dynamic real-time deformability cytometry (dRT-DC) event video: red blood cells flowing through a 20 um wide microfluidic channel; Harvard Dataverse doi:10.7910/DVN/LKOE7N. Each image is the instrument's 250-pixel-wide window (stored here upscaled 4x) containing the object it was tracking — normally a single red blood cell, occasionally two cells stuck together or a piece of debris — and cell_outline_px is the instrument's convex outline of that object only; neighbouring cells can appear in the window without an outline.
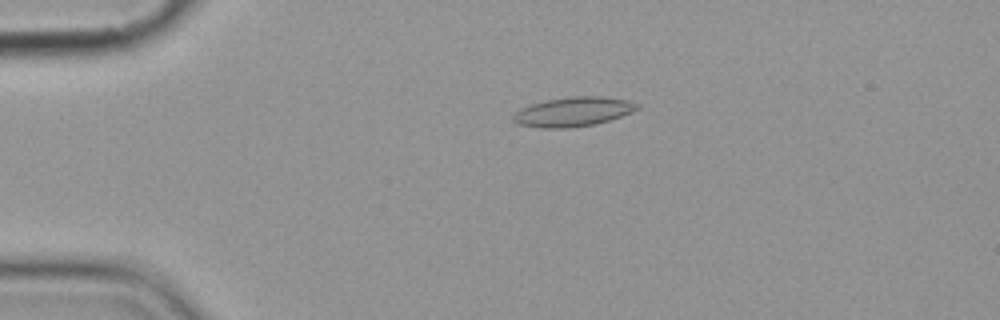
{"species": "common noctule bat (a hibernating species)", "species_latin": "Nyctalus noctula", "temperature_condition": "cold", "stored_images_in_passage": 5, "camera_frame_rate_fps": 3000, "um_per_image_px": 0.085, "animal": {"sex": "female", "body_mass_g": 19.9}, "frame": {"image": 1, "passage_image": 3, "time_ms": 2.667, "image_size_px": [1000, 320], "cell_outline_px": [[640, 108], [632, 112], [596, 124], [568, 128], [540, 128], [520, 124], [512, 120], [512, 116], [520, 108], [532, 104], [548, 100], [572, 96], [600, 96], [628, 100], [640, 104]], "centroid_in_image_um": [48.74, 9.5], "position_along_channel_um": 36.3, "area_um2": 21.15}}